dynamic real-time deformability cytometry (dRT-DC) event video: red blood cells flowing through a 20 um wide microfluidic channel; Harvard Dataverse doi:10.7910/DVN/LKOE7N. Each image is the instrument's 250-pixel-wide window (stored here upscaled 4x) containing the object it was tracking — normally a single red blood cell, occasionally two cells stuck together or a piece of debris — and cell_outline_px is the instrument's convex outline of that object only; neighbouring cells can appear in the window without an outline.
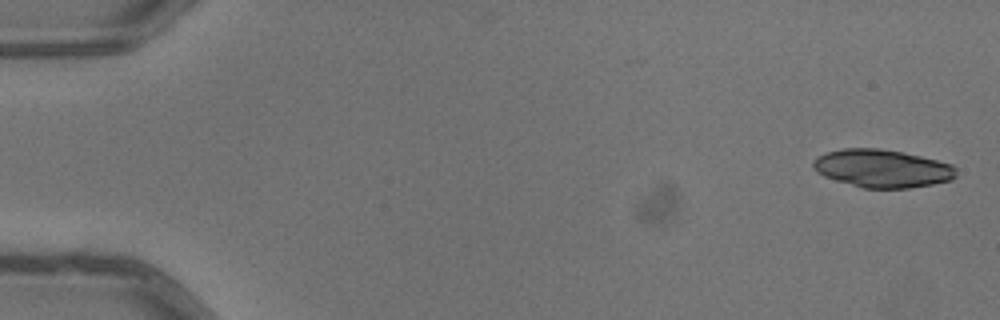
{"species": "common noctule bat (a hibernating species)", "species_latin": "Nyctalus noctula", "temperature_condition": "warm", "stored_images_in_passage": 6, "camera_frame_rate_fps": 3000, "um_per_image_px": 0.085, "animal": {"sex": "male", "body_mass_g": 13.3}, "frame": {"image": 1, "passage_image": 1, "time_ms": 0.0, "image_size_px": [1000, 320], "cell_outline_px": [[956, 176], [952, 180], [932, 184], [908, 188], [864, 188], [836, 180], [824, 176], [816, 172], [812, 168], [812, 160], [816, 156], [828, 152], [844, 148], [876, 148], [900, 152], [920, 156], [952, 164], [956, 168]], "centroid_in_image_um": [74.96, 14.32], "position_along_channel_um": 10.0, "area_um2": 31.56}}
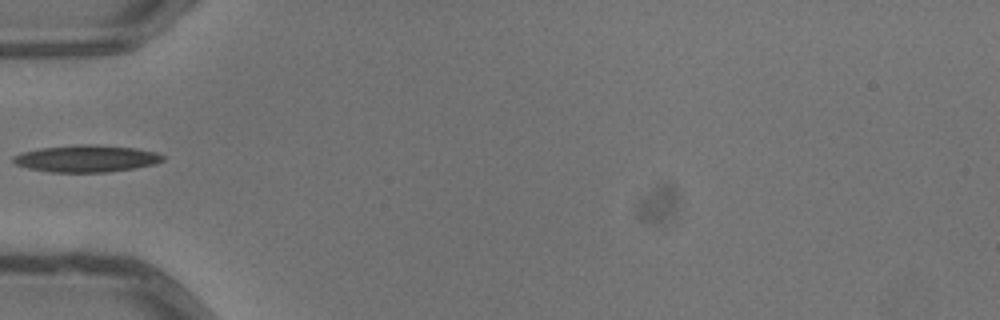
{"frame": {"image": 2, "passage_image": 6, "time_ms": 1.667, "image_size_px": [1000, 320], "cell_outline_px": [[164, 160], [156, 164], [136, 168], [108, 172], [48, 172], [28, 168], [16, 164], [12, 160], [12, 156], [24, 152], [40, 148], [76, 144], [96, 144], [136, 148], [156, 152], [164, 156]], "centroid_in_image_um": [7.37, 13.47], "position_along_channel_um": 77.6, "area_um2": 23.7}}